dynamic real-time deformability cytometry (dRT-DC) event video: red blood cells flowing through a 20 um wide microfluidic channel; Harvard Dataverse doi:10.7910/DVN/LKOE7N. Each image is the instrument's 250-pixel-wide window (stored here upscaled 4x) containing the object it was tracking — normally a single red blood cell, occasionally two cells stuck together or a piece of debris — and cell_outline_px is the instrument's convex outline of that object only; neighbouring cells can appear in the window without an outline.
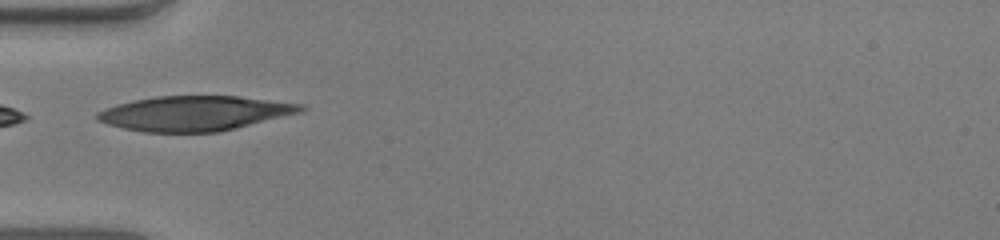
{"species": "human", "species_latin": "Homo sapiens", "temperature_condition": "warm", "stored_images_in_passage": 9, "camera_frame_rate_fps": 3000, "um_per_image_px": 0.085, "donor": {"sex": "male"}, "frame": {"image": 1, "passage_image": 1, "time_ms": 0.0, "image_size_px": [1000, 240], "cell_outline_px": [[308, 108], [304, 112], [220, 132], [144, 132], [124, 128], [108, 124], [96, 120], [96, 112], [104, 108], [116, 104], [156, 96], [240, 96], [304, 104]], "centroid_in_image_um": [16.6, 9.63], "position_along_channel_um": 68.4, "area_um2": 41.62}}
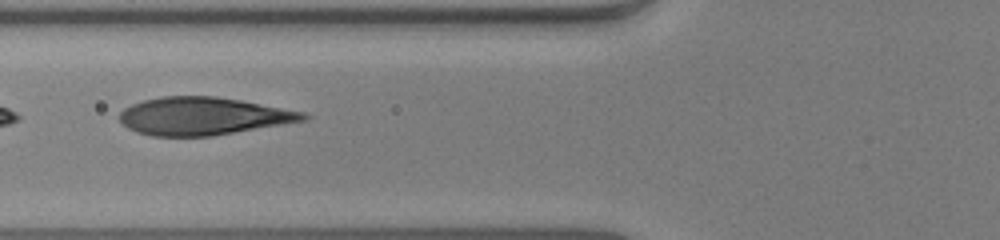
{"frame": {"image": 2, "passage_image": 4, "time_ms": 1.0, "image_size_px": [1000, 240], "cell_outline_px": [[312, 116], [308, 120], [212, 136], [152, 136], [136, 132], [128, 128], [120, 120], [120, 112], [124, 108], [132, 104], [144, 100], [164, 96], [216, 96], [240, 100], [304, 112]], "centroid_in_image_um": [17.28, 9.87], "position_along_channel_um": 108.5, "area_um2": 40.34}}
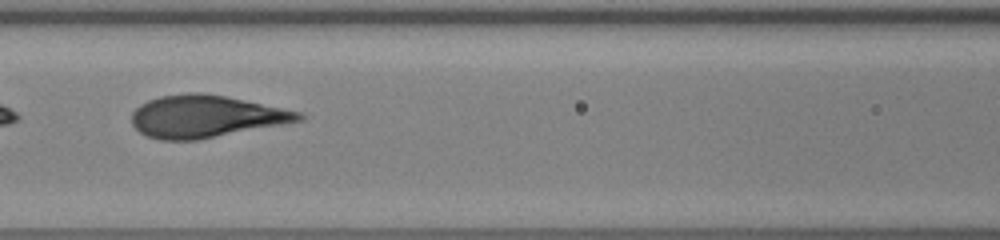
{"frame": {"image": 3, "passage_image": 7, "time_ms": 2.0, "image_size_px": [1000, 240], "cell_outline_px": [[304, 120], [196, 140], [160, 140], [148, 136], [140, 132], [132, 124], [132, 112], [140, 104], [148, 100], [160, 96], [188, 92], [200, 92], [224, 96], [300, 112], [304, 116]], "centroid_in_image_um": [17.44, 9.89], "position_along_channel_um": 149.2, "area_um2": 40.63}}